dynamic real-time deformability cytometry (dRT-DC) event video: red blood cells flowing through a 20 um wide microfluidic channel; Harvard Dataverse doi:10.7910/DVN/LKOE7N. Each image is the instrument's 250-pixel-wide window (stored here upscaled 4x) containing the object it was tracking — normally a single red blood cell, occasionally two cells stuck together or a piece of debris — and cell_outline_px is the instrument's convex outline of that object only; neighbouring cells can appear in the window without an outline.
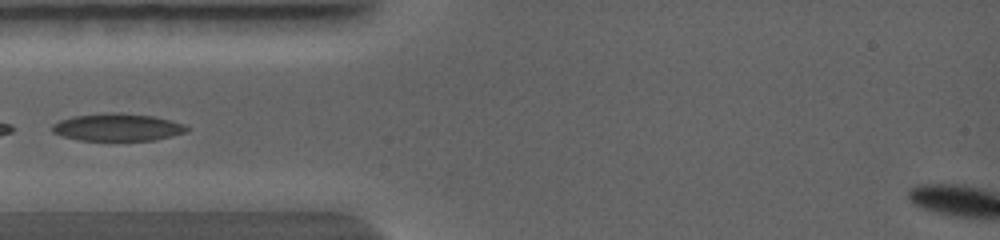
{"species": "common noctule bat (a hibernating species)", "species_latin": "Nyctalus noctula", "temperature_condition": "warm", "stored_images_in_passage": 4, "camera_frame_rate_fps": 5000, "um_per_image_px": 0.085, "animal": {"sex": "female", "body_mass_g": 19.0, "forearm_length_mm": 56.7}, "frame": {"image": 1, "passage_image": 2, "time_ms": 0.4, "image_size_px": [1000, 240], "cell_outline_px": [[188, 128], [184, 132], [152, 140], [80, 140], [64, 136], [56, 132], [52, 128], [56, 124], [64, 120], [76, 116], [152, 116], [168, 120], [180, 124]], "centroid_in_image_um": [10.01, 10.88], "position_along_channel_um": 75.0, "area_um2": 19.36}}